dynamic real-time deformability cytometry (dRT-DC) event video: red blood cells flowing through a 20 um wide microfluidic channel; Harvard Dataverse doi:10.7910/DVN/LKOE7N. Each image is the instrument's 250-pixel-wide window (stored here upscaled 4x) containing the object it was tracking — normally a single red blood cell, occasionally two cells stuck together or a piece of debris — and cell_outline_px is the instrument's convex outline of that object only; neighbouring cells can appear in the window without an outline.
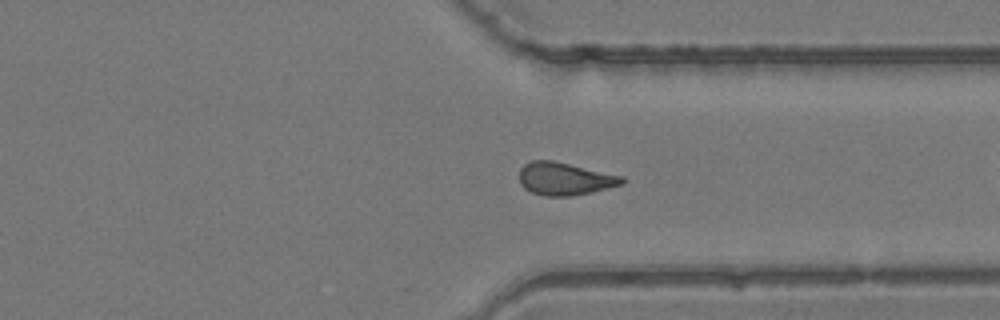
{"species": "common noctule bat (a hibernating species)", "species_latin": "Nyctalus noctula", "temperature_condition": "room temperature", "stored_images_in_passage": 18, "camera_frame_rate_fps": 3000, "um_per_image_px": 0.085, "animal": {"sex": "female", "body_mass_g": 24.6, "forearm_length_mm": 56.2}, "frame": {"image": 1, "passage_image": 18, "time_ms": 5.667, "image_size_px": [1000, 320], "cell_outline_px": [[624, 184], [592, 192], [572, 196], [544, 196], [532, 192], [524, 188], [520, 184], [520, 168], [524, 164], [532, 160], [552, 160], [624, 176]], "centroid_in_image_um": [48.01, 15.2], "position_along_channel_um": 363.4, "area_um2": 19.65}}